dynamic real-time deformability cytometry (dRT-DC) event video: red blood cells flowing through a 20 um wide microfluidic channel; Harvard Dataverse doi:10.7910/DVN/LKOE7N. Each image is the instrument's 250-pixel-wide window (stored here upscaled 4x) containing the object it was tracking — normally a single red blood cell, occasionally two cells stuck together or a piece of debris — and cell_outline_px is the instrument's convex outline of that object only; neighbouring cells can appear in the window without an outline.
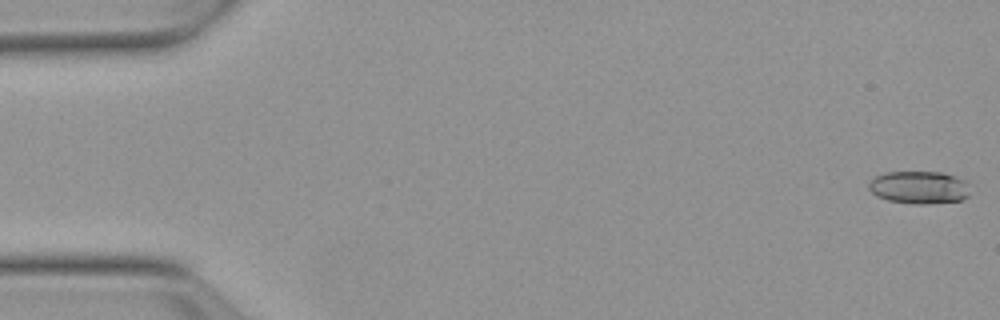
{"species": "Egyptian fruit bat (a non-hibernating species)", "species_latin": "Rousettus aegyptiacus", "temperature_condition": "warm", "stored_images_in_passage": 11, "camera_frame_rate_fps": 3000, "um_per_image_px": 0.085, "animal": {"sex": "female"}, "frame": {"image": 1, "passage_image": 1, "time_ms": 0.0, "image_size_px": [1000, 320], "cell_outline_px": [[968, 196], [960, 200], [928, 204], [912, 204], [888, 200], [876, 196], [868, 188], [868, 184], [876, 176], [888, 172], [944, 172], [968, 180]], "centroid_in_image_um": [78.15, 15.92], "position_along_channel_um": 6.9, "area_um2": 19.42}}